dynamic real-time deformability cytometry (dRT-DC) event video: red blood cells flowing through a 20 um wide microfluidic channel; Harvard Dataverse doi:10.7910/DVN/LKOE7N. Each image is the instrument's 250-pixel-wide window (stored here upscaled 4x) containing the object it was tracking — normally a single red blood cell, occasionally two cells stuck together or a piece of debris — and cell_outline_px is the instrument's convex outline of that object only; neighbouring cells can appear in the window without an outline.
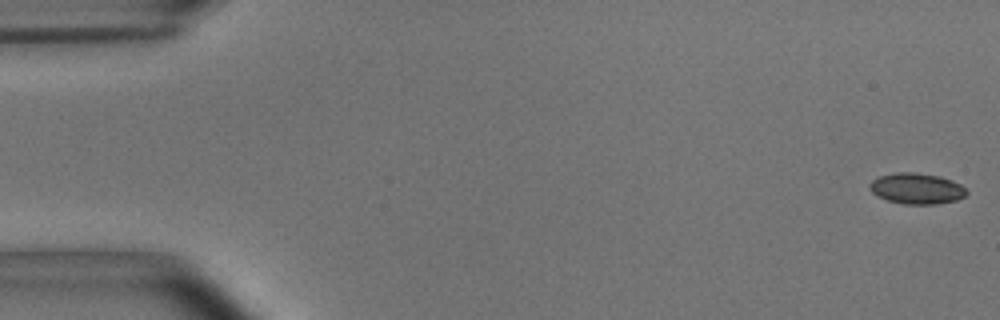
{"species": "common noctule bat (a hibernating species)", "species_latin": "Nyctalus noctula", "temperature_condition": "room temperature", "stored_images_in_passage": 17, "camera_frame_rate_fps": 3000, "um_per_image_px": 0.085, "animal": {"sex": "male", "body_mass_g": 15.6}, "frame": {"image": 1, "passage_image": 1, "time_ms": 0.0, "image_size_px": [1000, 320], "cell_outline_px": [[968, 192], [964, 196], [956, 200], [936, 204], [904, 204], [888, 200], [872, 192], [868, 188], [868, 184], [872, 180], [880, 176], [896, 172], [912, 172], [940, 176], [952, 180], [960, 184]], "centroid_in_image_um": [77.91, 16.02], "position_along_channel_um": 7.1, "area_um2": 17.34}}
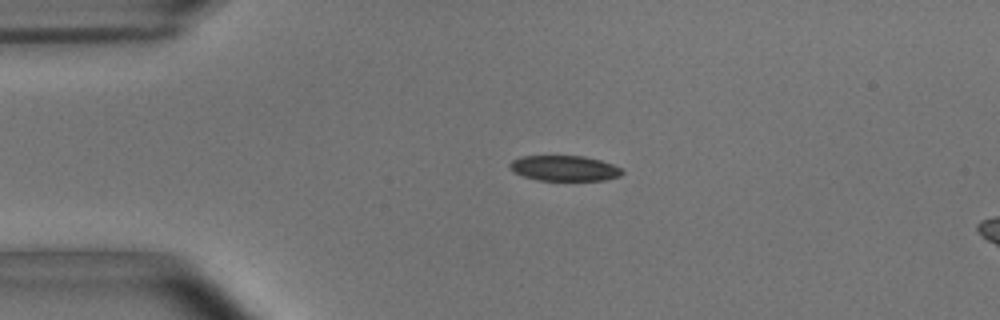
{"frame": {"image": 2, "passage_image": 12, "time_ms": 3.667, "image_size_px": [1000, 320], "cell_outline_px": [[624, 172], [620, 176], [604, 180], [540, 180], [524, 176], [512, 172], [508, 164], [512, 160], [520, 156], [584, 156], [600, 160], [612, 164], [620, 168]], "centroid_in_image_um": [47.95, 14.29], "position_along_channel_um": 37.1, "area_um2": 16.59}}